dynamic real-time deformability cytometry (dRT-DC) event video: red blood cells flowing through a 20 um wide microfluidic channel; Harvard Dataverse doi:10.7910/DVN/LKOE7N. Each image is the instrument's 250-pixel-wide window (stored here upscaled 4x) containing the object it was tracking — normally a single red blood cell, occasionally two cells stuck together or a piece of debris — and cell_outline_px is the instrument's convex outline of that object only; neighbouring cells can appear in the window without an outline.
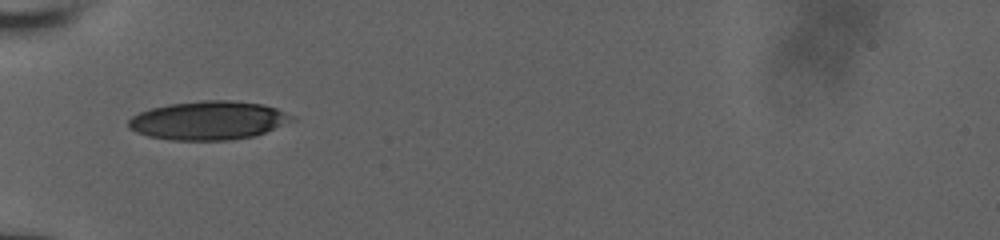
{"species": "human", "species_latin": "Homo sapiens", "temperature_condition": "room temperature", "stored_images_in_passage": 2, "camera_frame_rate_fps": 3000, "um_per_image_px": 0.085, "donor": {"sex": "male"}, "frame": {"image": 1, "passage_image": 1, "time_ms": 0.0, "image_size_px": [1000, 240], "cell_outline_px": [[296, 120], [264, 132], [252, 136], [232, 140], [172, 140], [148, 136], [136, 132], [128, 128], [128, 120], [132, 116], [140, 112], [152, 108], [168, 104], [200, 100], [232, 100], [264, 104], [276, 108], [296, 116]], "centroid_in_image_um": [17.73, 10.23], "position_along_channel_um": 67.3, "area_um2": 36.99}}